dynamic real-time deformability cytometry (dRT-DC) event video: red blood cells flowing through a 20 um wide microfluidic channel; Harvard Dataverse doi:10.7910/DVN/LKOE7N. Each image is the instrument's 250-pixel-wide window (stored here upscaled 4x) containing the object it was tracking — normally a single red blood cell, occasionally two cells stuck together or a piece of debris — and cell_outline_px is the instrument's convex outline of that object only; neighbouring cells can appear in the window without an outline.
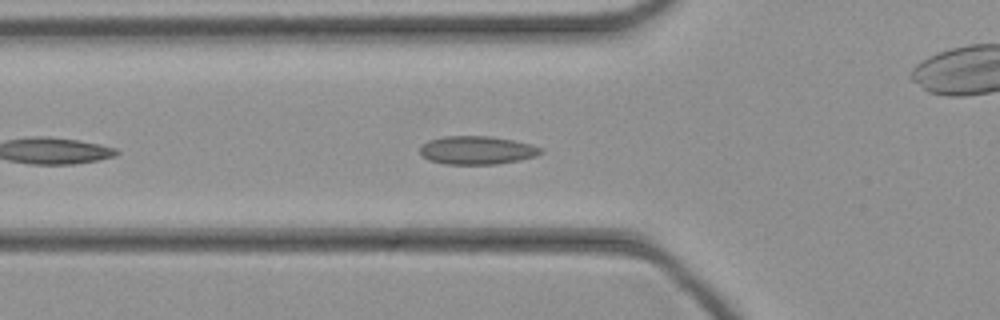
{"species": "common noctule bat (a hibernating species)", "species_latin": "Nyctalus noctula", "temperature_condition": "cold", "stored_images_in_passage": 11, "camera_frame_rate_fps": 3000, "um_per_image_px": 0.085, "animal": {"sex": "female", "body_mass_g": 21.9}, "frame": {"image": 1, "passage_image": 5, "time_ms": 1.333, "image_size_px": [1000, 320], "cell_outline_px": [[544, 152], [536, 156], [520, 160], [496, 164], [444, 164], [428, 160], [420, 152], [420, 144], [428, 140], [444, 136], [492, 136], [532, 144], [544, 148]], "centroid_in_image_um": [40.56, 12.76], "position_along_channel_um": 85.2, "area_um2": 20.17}}